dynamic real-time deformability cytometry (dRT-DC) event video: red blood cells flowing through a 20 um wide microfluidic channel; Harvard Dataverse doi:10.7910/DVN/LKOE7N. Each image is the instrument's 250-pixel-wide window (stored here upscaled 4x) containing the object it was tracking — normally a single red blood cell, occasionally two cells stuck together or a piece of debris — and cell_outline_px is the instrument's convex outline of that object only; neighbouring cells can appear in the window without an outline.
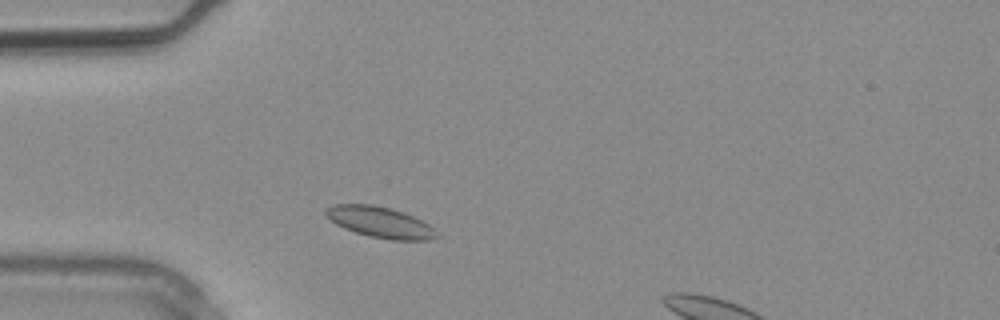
{"species": "common noctule bat (a hibernating species)", "species_latin": "Nyctalus noctula", "temperature_condition": "warm", "stored_images_in_passage": 9, "camera_frame_rate_fps": 3000, "um_per_image_px": 0.085, "animal": {"sex": "male", "body_mass_g": 20.4}, "frame": {"image": 1, "passage_image": 3, "time_ms": 0.667, "image_size_px": [1000, 320], "cell_outline_px": [[440, 236], [428, 240], [392, 240], [368, 236], [344, 228], [336, 224], [324, 216], [324, 208], [332, 204], [372, 204], [404, 212], [436, 228]], "centroid_in_image_um": [32.29, 18.89], "position_along_channel_um": 52.7, "area_um2": 20.17}}